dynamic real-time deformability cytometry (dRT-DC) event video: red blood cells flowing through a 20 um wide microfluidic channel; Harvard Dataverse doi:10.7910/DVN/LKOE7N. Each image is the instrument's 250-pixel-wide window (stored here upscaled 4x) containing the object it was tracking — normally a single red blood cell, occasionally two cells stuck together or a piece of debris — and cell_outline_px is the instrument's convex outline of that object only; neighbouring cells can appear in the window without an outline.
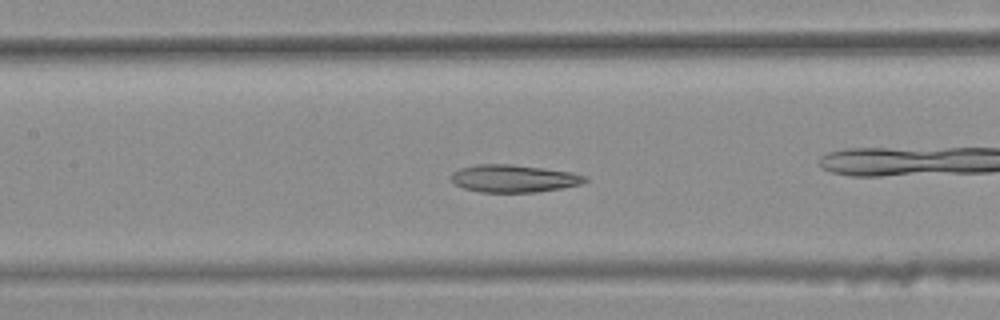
{"species": "common noctule bat (a hibernating species)", "species_latin": "Nyctalus noctula", "temperature_condition": "warm", "stored_images_in_passage": 31, "camera_frame_rate_fps": 3000, "um_per_image_px": 0.085, "animal": {"sex": "female", "body_mass_g": 25.1}, "frame": {"image": 1, "passage_image": 10, "time_ms": 3.0, "image_size_px": [1000, 320], "cell_outline_px": [[588, 180], [580, 184], [560, 188], [536, 192], [480, 192], [464, 188], [456, 184], [452, 180], [452, 172], [460, 168], [476, 164], [512, 164], [544, 168], [572, 172], [588, 176]], "centroid_in_image_um": [43.68, 15.16], "position_along_channel_um": 163.7, "area_um2": 21.44}, "authors_computed_cell_mechanics": {"area_um2": 21.2126, "velocity_mm_per_s": 3.7638, "shape_relaxation_time_tau1_ms": null, "shape_relaxation_time_tau2_ms": 5.7268, "deformation_change_tau1": null, "deformation_change_tau2": 0.1427}}